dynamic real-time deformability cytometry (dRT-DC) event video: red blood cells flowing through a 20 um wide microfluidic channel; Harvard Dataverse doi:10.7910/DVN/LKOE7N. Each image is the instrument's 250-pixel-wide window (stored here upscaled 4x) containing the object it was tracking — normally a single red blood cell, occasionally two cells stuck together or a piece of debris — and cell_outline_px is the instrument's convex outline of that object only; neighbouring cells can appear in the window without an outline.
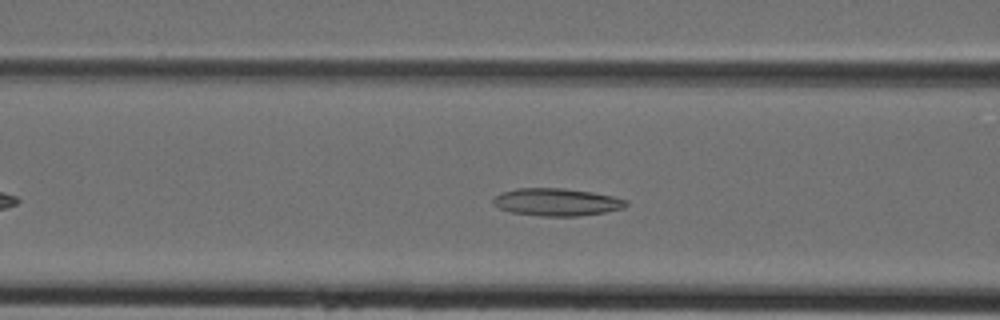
{"species": "Egyptian fruit bat (a non-hibernating species)", "species_latin": "Rousettus aegyptiacus", "temperature_condition": "cold", "stored_images_in_passage": 38, "camera_frame_rate_fps": 3000, "um_per_image_px": 0.085, "animal": {"sex": "female"}, "frame": {"image": 1, "passage_image": 11, "time_ms": 3.333, "image_size_px": [1000, 320], "cell_outline_px": [[628, 204], [624, 208], [604, 212], [576, 216], [540, 216], [512, 212], [500, 208], [492, 204], [492, 196], [500, 192], [516, 188], [564, 188], [592, 192], [612, 196], [628, 200]], "centroid_in_image_um": [47.28, 17.16], "position_along_channel_um": 119.3, "area_um2": 21.44}}
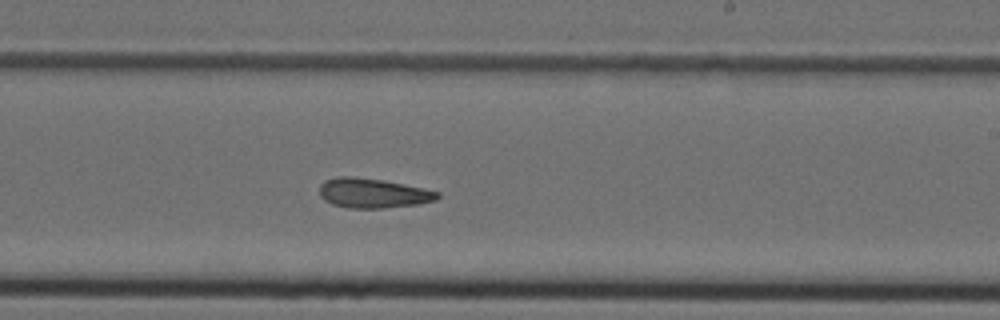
{"frame": {"image": 2, "passage_image": 20, "time_ms": 6.333, "image_size_px": [1000, 320], "cell_outline_px": [[440, 196], [436, 200], [416, 204], [380, 208], [348, 208], [332, 204], [324, 200], [320, 196], [320, 184], [324, 180], [336, 176], [352, 176], [384, 180], [440, 192]], "centroid_in_image_um": [31.65, 16.41], "position_along_channel_um": 257.3, "area_um2": 20.35}}
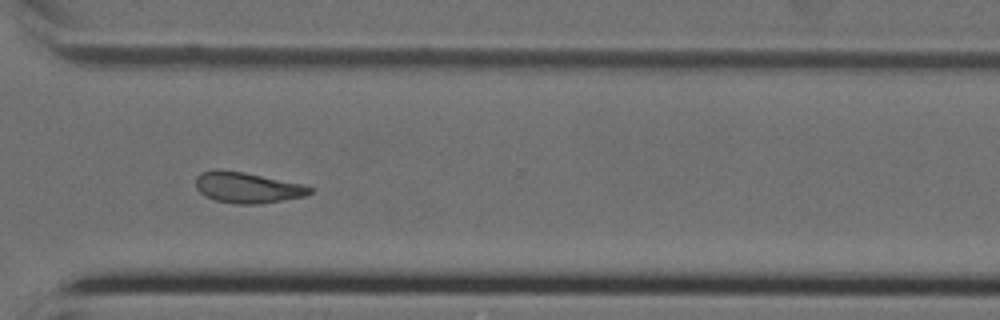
{"frame": {"image": 3, "passage_image": 26, "time_ms": 8.333, "image_size_px": [1000, 320], "cell_outline_px": [[312, 192], [304, 196], [260, 204], [236, 204], [216, 200], [204, 196], [196, 188], [196, 176], [200, 172], [212, 168], [220, 168], [244, 172], [304, 184], [312, 188]], "centroid_in_image_um": [20.97, 15.92], "position_along_channel_um": 349.6, "area_um2": 20.75}}